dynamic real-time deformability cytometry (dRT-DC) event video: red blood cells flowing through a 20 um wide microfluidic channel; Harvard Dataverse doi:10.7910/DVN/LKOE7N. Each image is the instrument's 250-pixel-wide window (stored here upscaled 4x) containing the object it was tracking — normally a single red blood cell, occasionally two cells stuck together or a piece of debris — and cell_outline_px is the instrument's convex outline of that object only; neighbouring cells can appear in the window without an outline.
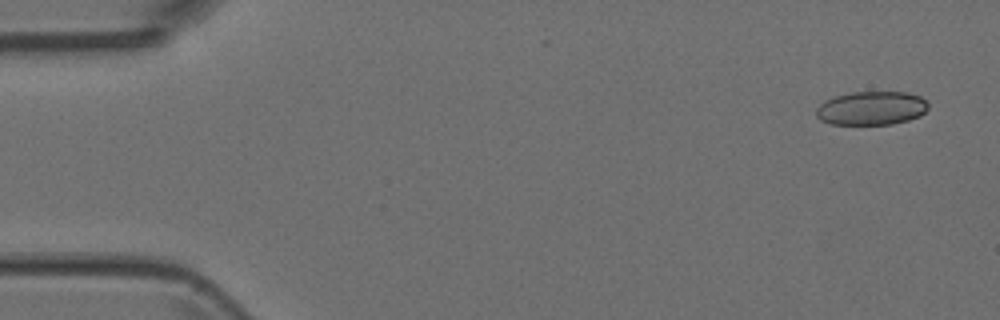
{"species": "Egyptian fruit bat (a non-hibernating species)", "species_latin": "Rousettus aegyptiacus", "temperature_condition": "room temperature", "stored_images_in_passage": 4, "camera_frame_rate_fps": 3000, "um_per_image_px": 0.085, "animal": {"sex": "female"}, "frame": {"image": 1, "passage_image": 1, "time_ms": 0.0, "image_size_px": [1000, 320], "cell_outline_px": [[928, 108], [920, 116], [908, 120], [892, 124], [832, 124], [820, 120], [816, 116], [816, 108], [824, 100], [836, 96], [852, 92], [908, 92], [920, 96], [928, 104]], "centroid_in_image_um": [74.06, 9.19], "position_along_channel_um": 10.9, "area_um2": 22.02}}
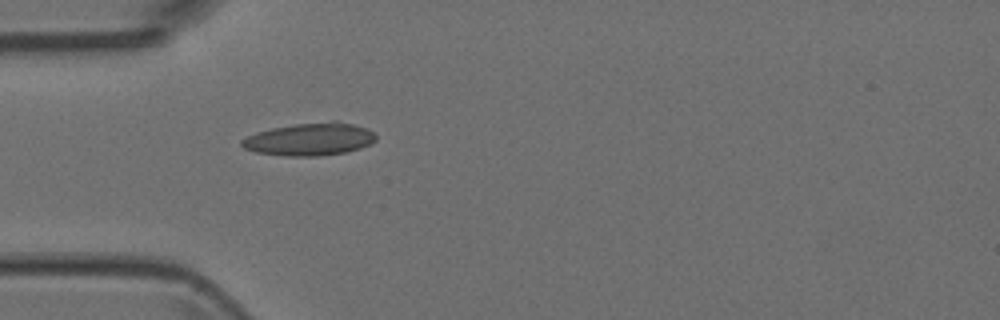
{"frame": {"image": 2, "passage_image": 4, "time_ms": 1.0, "image_size_px": [1000, 320], "cell_outline_px": [[376, 140], [372, 144], [348, 152], [320, 156], [288, 156], [256, 152], [244, 148], [240, 144], [240, 140], [256, 132], [272, 128], [296, 124], [332, 120], [336, 120], [368, 128], [376, 136]], "centroid_in_image_um": [26.36, 11.83], "position_along_channel_um": 58.6, "area_um2": 25.72}}